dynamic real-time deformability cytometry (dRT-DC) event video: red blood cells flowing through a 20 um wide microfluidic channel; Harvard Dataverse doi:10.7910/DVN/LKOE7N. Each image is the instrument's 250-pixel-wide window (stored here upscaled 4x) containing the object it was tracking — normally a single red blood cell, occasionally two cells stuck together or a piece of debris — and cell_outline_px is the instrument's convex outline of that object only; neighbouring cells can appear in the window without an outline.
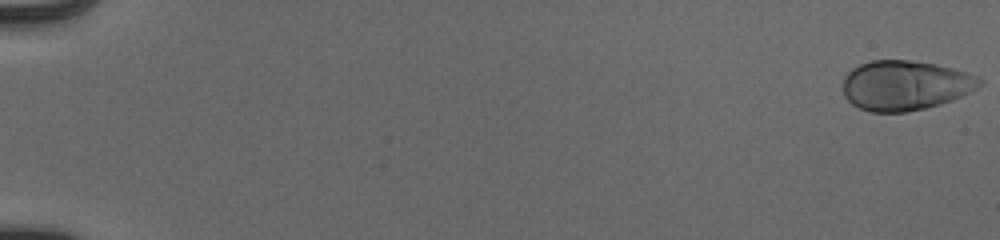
{"species": "human", "species_latin": "Homo sapiens", "temperature_condition": "cold", "stored_images_in_passage": 55, "camera_frame_rate_fps": 3000, "um_per_image_px": 0.085, "donor": {"sex": "male"}, "frame": {"image": 1, "passage_image": 1, "time_ms": 0.0, "image_size_px": [1000, 240], "cell_outline_px": [[984, 84], [952, 100], [940, 104], [924, 108], [904, 112], [868, 112], [852, 104], [844, 96], [844, 76], [852, 68], [860, 64], [872, 60], [908, 60], [936, 64], [952, 68], [976, 76], [984, 80]], "centroid_in_image_um": [76.92, 7.25], "position_along_channel_um": 8.1, "area_um2": 39.54}}
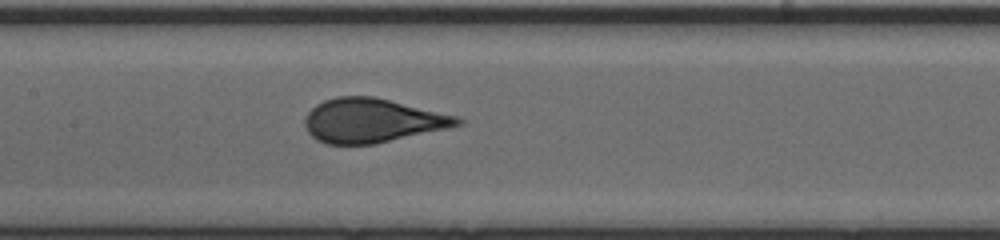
{"frame": {"image": 2, "passage_image": 29, "time_ms": 9.333, "image_size_px": [1000, 240], "cell_outline_px": [[464, 124], [448, 128], [372, 144], [324, 144], [316, 140], [308, 132], [304, 124], [304, 116], [316, 104], [324, 100], [336, 96], [376, 96], [456, 116], [464, 120]], "centroid_in_image_um": [31.6, 10.23], "position_along_channel_um": 175.8, "area_um2": 39.19}}
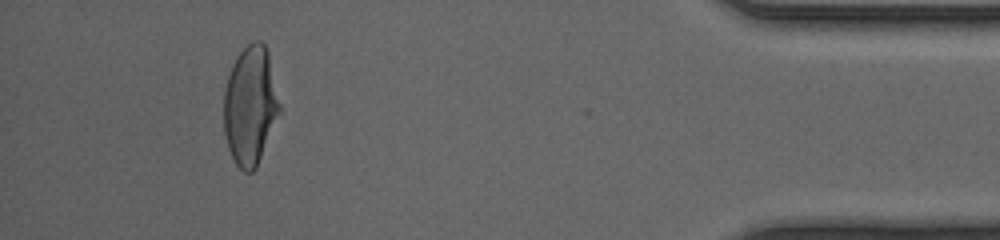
{"frame": {"image": 3, "passage_image": 51, "time_ms": 16.667, "image_size_px": [1000, 240], "cell_outline_px": [[280, 116], [256, 168], [252, 172], [244, 172], [236, 164], [228, 148], [224, 132], [224, 88], [232, 64], [236, 56], [252, 40], [260, 40], [264, 44], [268, 52], [280, 104]], "centroid_in_image_um": [21.28, 8.98], "position_along_channel_um": 413.9, "area_um2": 38.9}, "authors_computed_cell_mechanics": {"area_um2": 39.4196, "velocity_mm_per_s": 3.9279, "shape_relaxation_time_tau1_ms": 3.9966, "shape_relaxation_time_tau2_ms": null, "deformation_change_tau1": 0.1841, "deformation_change_tau2": null}}